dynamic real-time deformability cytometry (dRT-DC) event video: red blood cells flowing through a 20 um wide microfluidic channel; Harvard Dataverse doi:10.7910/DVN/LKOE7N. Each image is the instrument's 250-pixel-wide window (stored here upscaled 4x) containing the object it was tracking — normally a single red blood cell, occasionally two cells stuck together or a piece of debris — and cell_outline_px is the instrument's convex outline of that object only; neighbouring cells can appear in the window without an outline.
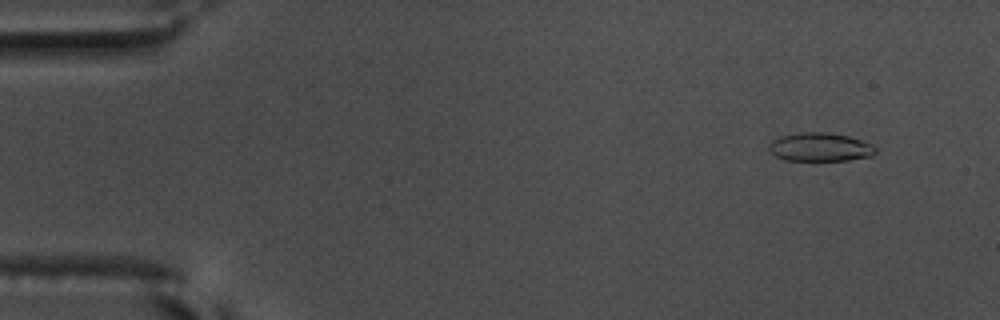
{"species": "common noctule bat (a hibernating species)", "species_latin": "Nyctalus noctula", "temperature_condition": "warm", "stored_images_in_passage": 17, "camera_frame_rate_fps": 3000, "um_per_image_px": 0.085, "animal": {"sex": "male", "body_mass_g": 17.5, "forearm_length_mm": 52.3}, "frame": {"image": 1, "passage_image": 5, "time_ms": 1.333, "image_size_px": [1000, 320], "cell_outline_px": [[876, 152], [872, 156], [848, 160], [784, 160], [768, 152], [768, 144], [772, 140], [780, 136], [800, 132], [828, 132], [848, 136], [872, 144], [876, 148]], "centroid_in_image_um": [69.67, 12.5], "position_along_channel_um": 15.3, "area_um2": 17.86}}